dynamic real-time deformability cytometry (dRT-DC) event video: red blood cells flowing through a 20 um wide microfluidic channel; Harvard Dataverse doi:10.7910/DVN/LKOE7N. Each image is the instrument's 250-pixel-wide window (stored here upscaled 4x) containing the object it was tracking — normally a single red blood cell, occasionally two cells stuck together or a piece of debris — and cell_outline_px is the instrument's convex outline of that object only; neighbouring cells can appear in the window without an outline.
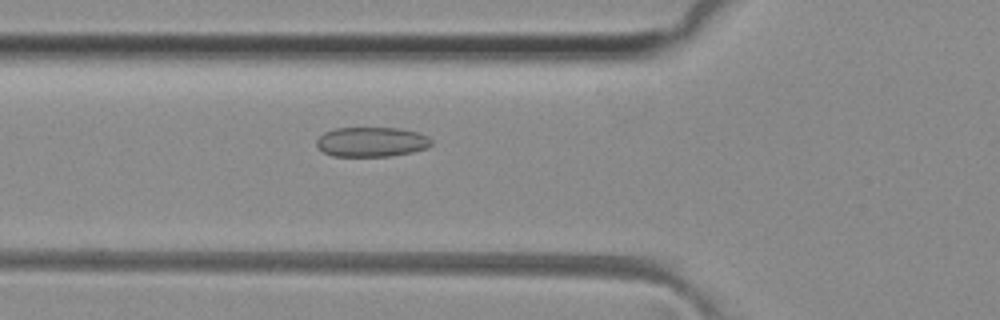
{"species": "common noctule bat (a hibernating species)", "species_latin": "Nyctalus noctula", "temperature_condition": "room temperature", "stored_images_in_passage": 41, "camera_frame_rate_fps": 3000, "um_per_image_px": 0.085, "animal": {"sex": "female", "body_mass_g": 29.2, "forearm_length_mm": 56.3}, "frame": {"image": 1, "passage_image": 9, "time_ms": 2.667, "image_size_px": [1000, 320], "cell_outline_px": [[432, 144], [428, 148], [412, 152], [392, 156], [332, 156], [324, 152], [316, 144], [316, 140], [324, 132], [336, 128], [400, 128], [420, 132], [428, 136], [432, 140]], "centroid_in_image_um": [31.63, 12.06], "position_along_channel_um": 94.2, "area_um2": 20.06}}
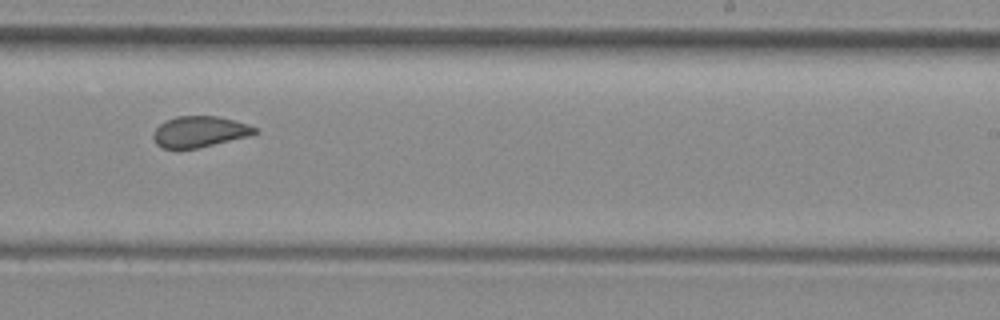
{"frame": {"image": 2, "passage_image": 22, "time_ms": 7.0, "image_size_px": [1000, 320], "cell_outline_px": [[256, 132], [248, 136], [196, 148], [164, 148], [156, 144], [152, 136], [156, 128], [160, 124], [176, 116], [220, 116], [248, 124], [256, 128]], "centroid_in_image_um": [16.95, 11.18], "position_along_channel_um": 272.1, "area_um2": 18.03}}
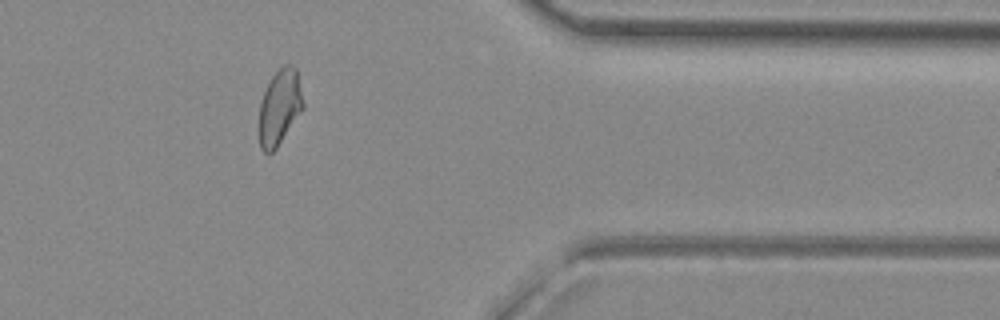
{"frame": {"image": 3, "passage_image": 32, "time_ms": 10.333, "image_size_px": [1000, 320], "cell_outline_px": [[304, 108], [276, 148], [272, 152], [264, 152], [260, 148], [260, 104], [264, 92], [272, 76], [284, 64], [288, 64], [296, 68], [304, 104]], "centroid_in_image_um": [23.78, 9.1], "position_along_channel_um": 387.6, "area_um2": 18.96}, "authors_computed_cell_mechanics": {"area_um2": 19.8254, "velocity_mm_per_s": 4.094, "shape_relaxation_time_tau1_ms": null, "shape_relaxation_time_tau2_ms": 1.0748, "deformation_change_tau1": null, "deformation_change_tau2": 0.0668}}